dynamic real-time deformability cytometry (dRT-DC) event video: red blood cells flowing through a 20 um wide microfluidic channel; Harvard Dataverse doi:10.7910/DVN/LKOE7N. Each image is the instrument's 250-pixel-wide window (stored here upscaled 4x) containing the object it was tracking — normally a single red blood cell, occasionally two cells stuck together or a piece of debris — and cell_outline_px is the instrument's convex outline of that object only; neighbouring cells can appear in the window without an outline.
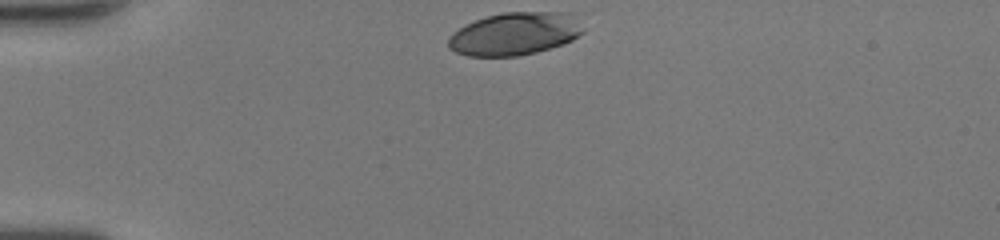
{"species": "human", "species_latin": "Homo sapiens", "temperature_condition": "room temperature", "stored_images_in_passage": 30, "camera_frame_rate_fps": 3000, "um_per_image_px": 0.085, "donor": {"sex": "female"}, "frame": {"image": 1, "passage_image": 1, "time_ms": 0.0, "image_size_px": [1000, 240], "cell_outline_px": [[584, 32], [572, 40], [564, 44], [536, 52], [516, 56], [468, 56], [456, 52], [448, 48], [448, 36], [452, 32], [476, 20], [488, 16], [504, 12], [564, 12]], "centroid_in_image_um": [43.67, 2.89], "position_along_channel_um": 41.3, "area_um2": 33.0}}
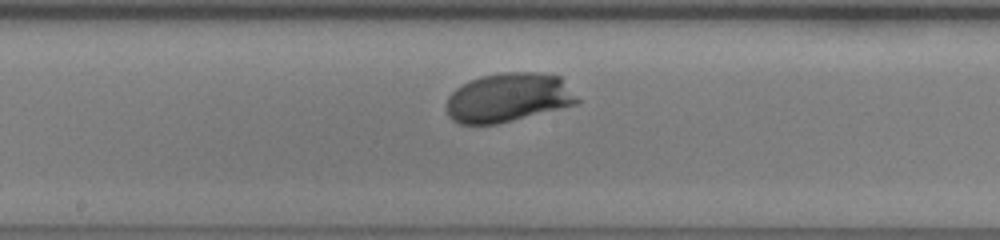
{"frame": {"image": 2, "passage_image": 16, "time_ms": 5.0, "image_size_px": [1000, 240], "cell_outline_px": [[580, 104], [496, 124], [460, 124], [452, 120], [448, 116], [444, 104], [448, 96], [460, 84], [468, 80], [480, 76], [500, 72], [540, 72], [560, 76], [580, 100]], "centroid_in_image_um": [43.18, 8.29], "position_along_channel_um": 205.0, "area_um2": 37.97}}
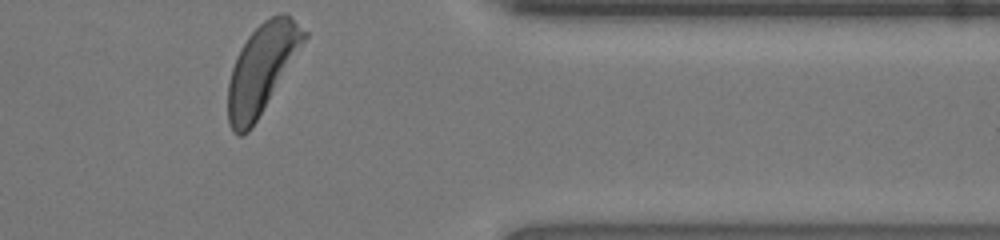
{"frame": {"image": 3, "passage_image": 30, "time_ms": 9.667, "image_size_px": [1000, 240], "cell_outline_px": [[308, 36], [256, 120], [248, 132], [240, 136], [232, 132], [228, 124], [228, 84], [232, 68], [240, 48], [248, 36], [264, 20], [280, 12], [284, 12], [308, 32]], "centroid_in_image_um": [22.23, 5.83], "position_along_channel_um": 389.2, "area_um2": 38.55}, "authors_computed_cell_mechanics": {"area_um2": 37.1076, "velocity_mm_per_s": 4.1992, "shape_relaxation_time_tau1_ms": 2.4436, "shape_relaxation_time_tau2_ms": null, "deformation_change_tau1": 0.1823, "deformation_change_tau2": null}}